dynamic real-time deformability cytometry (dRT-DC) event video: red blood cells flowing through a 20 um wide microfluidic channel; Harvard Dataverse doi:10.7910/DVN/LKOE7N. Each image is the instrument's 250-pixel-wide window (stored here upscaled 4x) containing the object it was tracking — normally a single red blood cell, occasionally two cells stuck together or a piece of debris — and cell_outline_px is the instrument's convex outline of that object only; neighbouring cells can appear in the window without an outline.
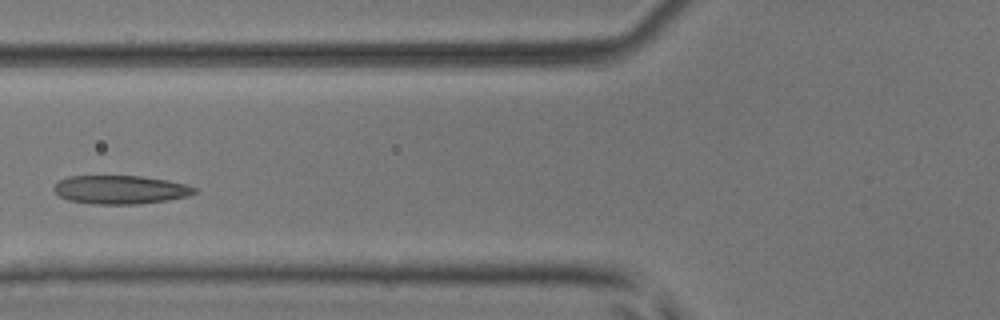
{"species": "common noctule bat (a hibernating species)", "species_latin": "Nyctalus noctula", "temperature_condition": "room temperature", "stored_images_in_passage": 4, "camera_frame_rate_fps": 3000, "um_per_image_px": 0.085, "animal": {"sex": "male", "body_mass_g": 17.9, "forearm_length_mm": 54.2}, "frame": {"image": 1, "passage_image": 4, "time_ms": 1.0, "image_size_px": [1000, 320], "cell_outline_px": [[200, 188], [196, 192], [188, 196], [168, 200], [140, 204], [92, 204], [68, 200], [60, 196], [52, 188], [60, 180], [68, 176], [140, 176], [168, 180]], "centroid_in_image_um": [10.26, 16.12], "position_along_channel_um": 115.5, "area_um2": 23.47}}